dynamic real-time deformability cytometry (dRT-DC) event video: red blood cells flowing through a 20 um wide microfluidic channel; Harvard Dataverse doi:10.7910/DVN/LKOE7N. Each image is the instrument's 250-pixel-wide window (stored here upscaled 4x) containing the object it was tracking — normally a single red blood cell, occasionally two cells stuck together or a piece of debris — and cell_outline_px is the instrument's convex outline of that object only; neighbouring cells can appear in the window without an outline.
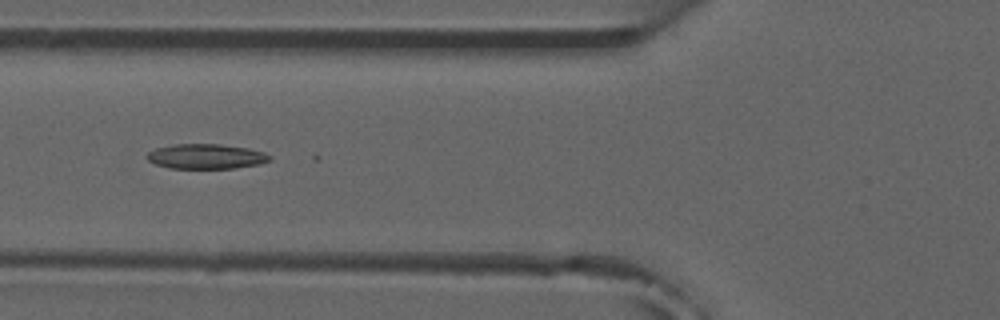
{"species": "common noctule bat (a hibernating species)", "species_latin": "Nyctalus noctula", "temperature_condition": "room temperature", "stored_images_in_passage": 7, "camera_frame_rate_fps": 3000, "um_per_image_px": 0.085, "animal": {"sex": "male", "forearm_length_mm": 52.5}, "frame": {"image": 1, "passage_image": 5, "time_ms": 4.667, "image_size_px": [1000, 320], "cell_outline_px": [[272, 160], [260, 164], [236, 168], [168, 168], [156, 164], [148, 160], [148, 152], [156, 148], [176, 144], [216, 144], [248, 148], [264, 152], [272, 156]], "centroid_in_image_um": [17.56, 13.3], "position_along_channel_um": 108.2, "area_um2": 17.74}}